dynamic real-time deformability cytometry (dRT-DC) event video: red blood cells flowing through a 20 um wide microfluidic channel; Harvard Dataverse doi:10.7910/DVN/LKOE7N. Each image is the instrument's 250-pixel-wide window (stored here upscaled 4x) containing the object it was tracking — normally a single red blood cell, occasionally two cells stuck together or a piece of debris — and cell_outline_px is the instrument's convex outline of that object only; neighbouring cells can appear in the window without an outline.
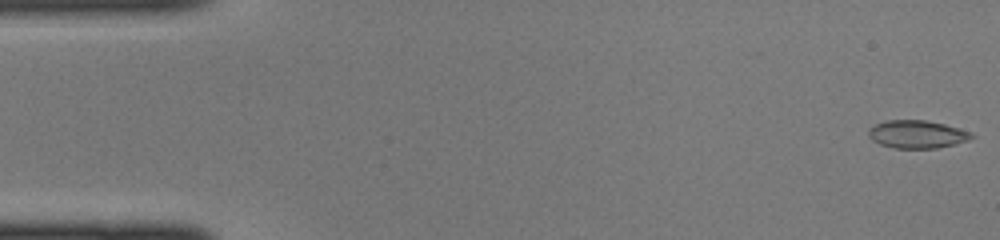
{"species": "common noctule bat (a hibernating species)", "species_latin": "Nyctalus noctula", "temperature_condition": "cold", "stored_images_in_passage": 44, "camera_frame_rate_fps": 3000, "um_per_image_px": 0.085, "animal": {"sex": "female", "body_mass_g": 22.0, "forearm_length_mm": 56.7}, "frame": {"image": 1, "passage_image": 1, "time_ms": 0.0, "image_size_px": [1000, 240], "cell_outline_px": [[976, 136], [968, 140], [936, 148], [896, 148], [880, 144], [872, 140], [868, 136], [868, 128], [884, 120], [924, 120], [944, 124], [972, 132]], "centroid_in_image_um": [77.93, 11.4], "position_along_channel_um": 7.1, "area_um2": 16.7}}
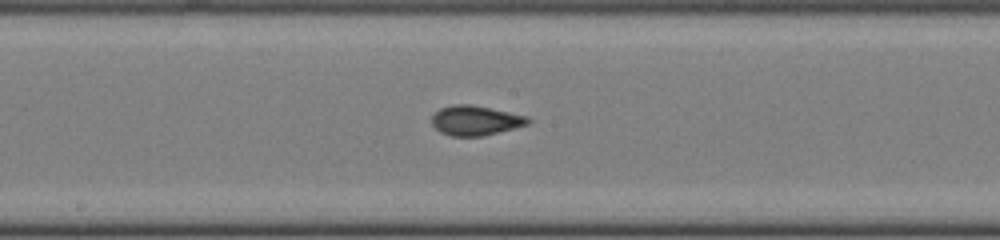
{"frame": {"image": 2, "passage_image": 23, "time_ms": 7.333, "image_size_px": [1000, 240], "cell_outline_px": [[532, 120], [528, 124], [480, 136], [452, 136], [440, 132], [432, 124], [432, 116], [440, 108], [452, 104], [472, 104], [528, 116]], "centroid_in_image_um": [40.4, 10.22], "position_along_channel_um": 207.8, "area_um2": 16.53}}
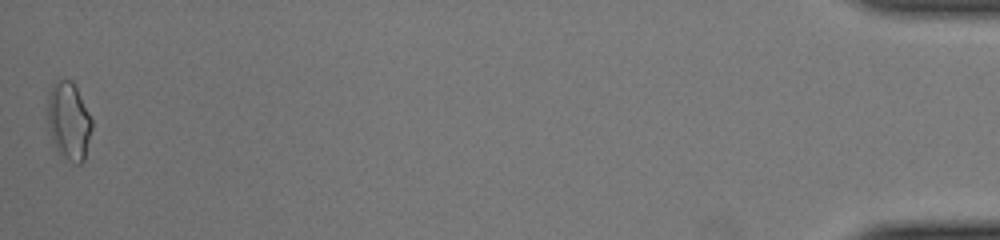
{"frame": {"image": 3, "passage_image": 44, "time_ms": 14.333, "image_size_px": [1000, 240], "cell_outline_px": [[92, 128], [84, 160], [80, 164], [76, 164], [60, 156], [56, 148], [48, 124], [48, 92], [52, 84], [60, 80], [72, 80], [92, 120]], "centroid_in_image_um": [5.85, 10.31], "position_along_channel_um": 429.4, "area_um2": 19.83}}